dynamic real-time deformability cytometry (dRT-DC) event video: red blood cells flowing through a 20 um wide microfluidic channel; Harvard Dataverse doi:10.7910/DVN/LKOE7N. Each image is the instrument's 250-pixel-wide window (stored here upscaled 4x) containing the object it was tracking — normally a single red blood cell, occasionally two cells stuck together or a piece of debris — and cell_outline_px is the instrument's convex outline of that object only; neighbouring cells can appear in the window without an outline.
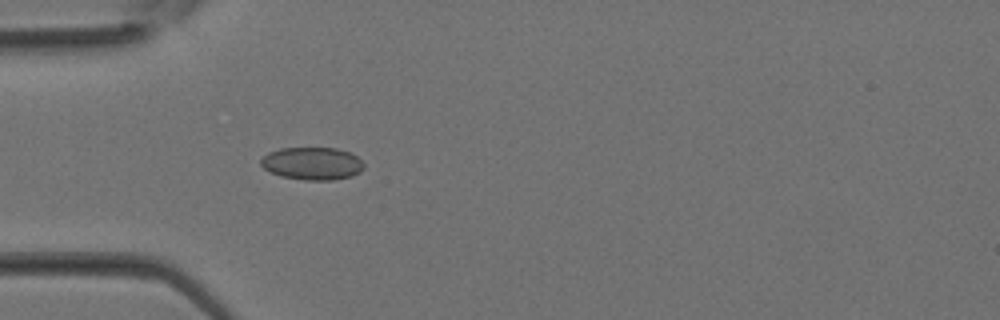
{"species": "Egyptian fruit bat (a non-hibernating species)", "species_latin": "Rousettus aegyptiacus", "temperature_condition": "room temperature", "stored_images_in_passage": 30, "camera_frame_rate_fps": 3000, "um_per_image_px": 0.085, "animal": {"sex": "female"}, "frame": {"image": 1, "passage_image": 5, "time_ms": 1.333, "image_size_px": [1000, 320], "cell_outline_px": [[364, 168], [360, 172], [352, 176], [332, 180], [304, 180], [280, 176], [264, 168], [260, 164], [260, 160], [268, 152], [280, 148], [336, 148], [352, 152], [364, 164]], "centroid_in_image_um": [26.55, 13.89], "position_along_channel_um": 58.4, "area_um2": 19.71}}
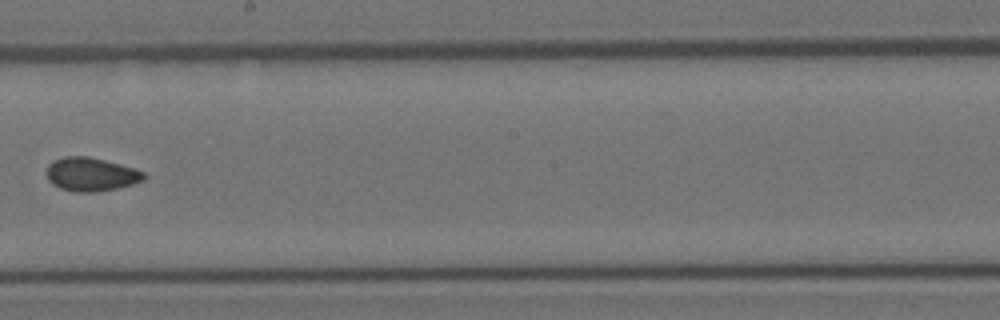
{"frame": {"image": 2, "passage_image": 15, "time_ms": 4.667, "image_size_px": [1000, 320], "cell_outline_px": [[148, 176], [144, 180], [132, 184], [116, 188], [96, 192], [76, 192], [60, 188], [52, 184], [48, 180], [44, 172], [48, 164], [52, 160], [64, 156], [88, 156], [120, 164], [144, 172]], "centroid_in_image_um": [7.69, 14.81], "position_along_channel_um": 240.5, "area_um2": 19.25}}
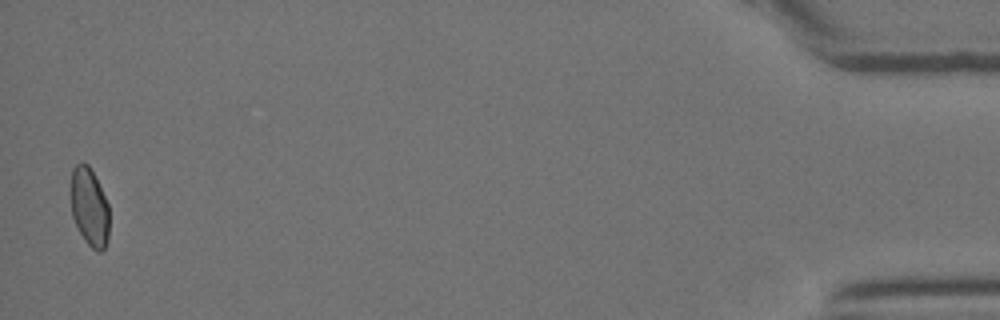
{"frame": {"image": 3, "passage_image": 30, "time_ms": 9.667, "image_size_px": [1000, 320], "cell_outline_px": [[108, 240], [104, 248], [100, 252], [96, 252], [84, 240], [72, 216], [72, 168], [76, 164], [88, 164], [108, 204]], "centroid_in_image_um": [7.61, 17.65], "position_along_channel_um": 427.6, "area_um2": 17.05}}